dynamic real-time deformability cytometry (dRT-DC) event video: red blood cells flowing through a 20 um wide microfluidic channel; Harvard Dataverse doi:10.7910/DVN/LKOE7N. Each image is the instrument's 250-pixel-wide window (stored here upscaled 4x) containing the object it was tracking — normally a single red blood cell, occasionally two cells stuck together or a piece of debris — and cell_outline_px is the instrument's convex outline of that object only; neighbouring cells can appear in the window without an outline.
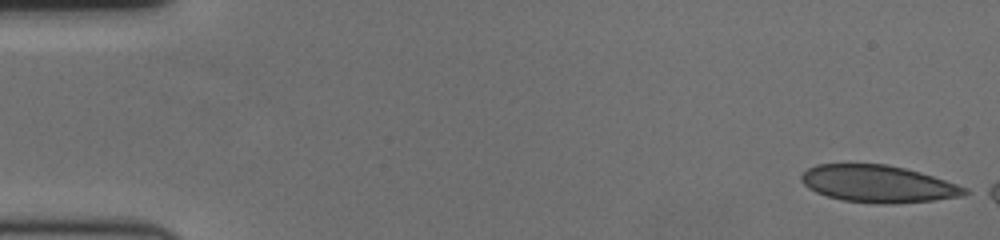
{"species": "human", "species_latin": "Homo sapiens", "temperature_condition": "cold", "stored_images_in_passage": 17, "camera_frame_rate_fps": 3000, "um_per_image_px": 0.085, "donor": {"sex": "female"}, "frame": {"image": 1, "passage_image": 1, "time_ms": 0.0, "image_size_px": [1000, 240], "cell_outline_px": [[972, 192], [964, 196], [932, 200], [892, 204], [880, 204], [844, 200], [828, 196], [816, 192], [808, 188], [800, 180], [800, 176], [808, 168], [816, 164], [884, 164], [904, 168], [920, 172], [968, 188]], "centroid_in_image_um": [74.65, 15.63], "position_along_channel_um": 10.4, "area_um2": 35.26}}